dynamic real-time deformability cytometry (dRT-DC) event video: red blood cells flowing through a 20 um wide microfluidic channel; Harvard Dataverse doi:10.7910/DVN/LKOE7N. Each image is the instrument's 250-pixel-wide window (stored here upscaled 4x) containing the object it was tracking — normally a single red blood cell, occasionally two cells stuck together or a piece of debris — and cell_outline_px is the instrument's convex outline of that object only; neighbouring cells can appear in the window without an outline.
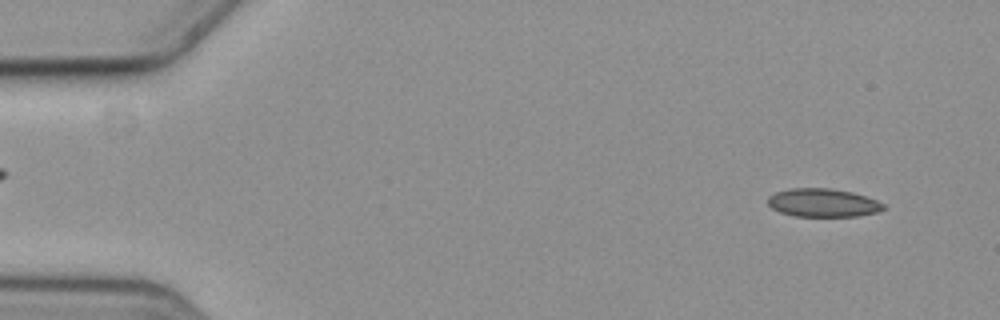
{"species": "common noctule bat (a hibernating species)", "species_latin": "Nyctalus noctula", "temperature_condition": "cold", "stored_images_in_passage": 56, "camera_frame_rate_fps": 3000, "um_per_image_px": 0.085, "animal": {"sex": "female", "body_mass_g": 19.3, "forearm_length_mm": 54.1}, "frame": {"image": 1, "passage_image": 3, "time_ms": 0.667, "image_size_px": [1000, 320], "cell_outline_px": [[884, 208], [876, 212], [856, 216], [796, 216], [780, 212], [772, 208], [768, 204], [768, 196], [776, 192], [788, 188], [832, 188], [852, 192], [876, 200], [884, 204]], "centroid_in_image_um": [69.91, 17.22], "position_along_channel_um": 15.1, "area_um2": 18.96}}
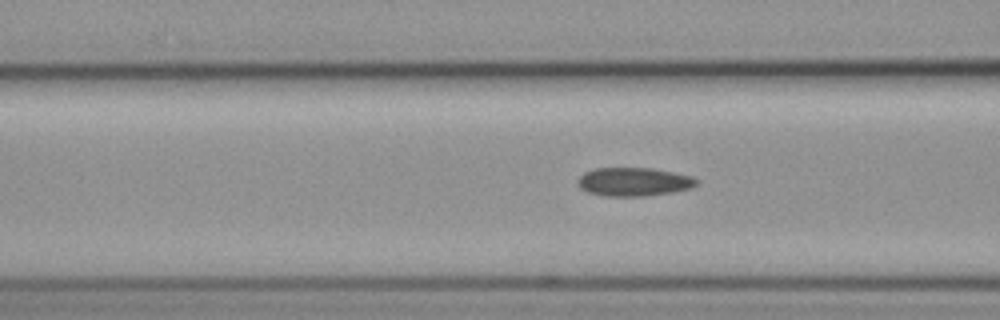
{"frame": {"image": 2, "passage_image": 21, "time_ms": 6.667, "image_size_px": [1000, 320], "cell_outline_px": [[696, 184], [692, 188], [672, 192], [644, 196], [604, 196], [588, 192], [580, 188], [576, 180], [584, 172], [596, 168], [652, 168], [692, 176], [696, 180]], "centroid_in_image_um": [53.84, 15.45], "position_along_channel_um": 112.8, "area_um2": 19.71}}
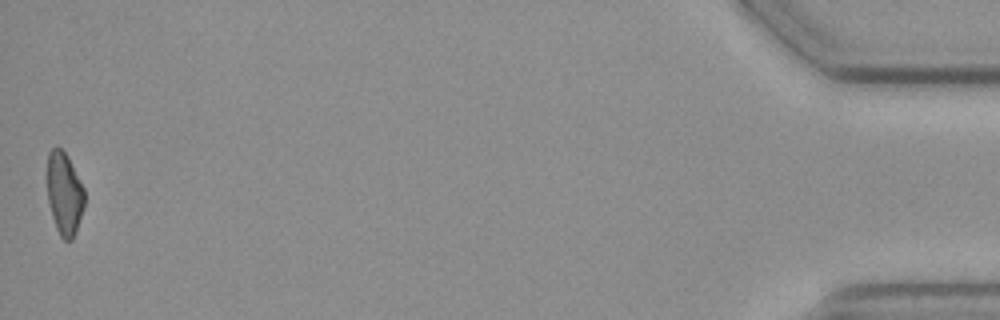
{"frame": {"image": 3, "passage_image": 56, "time_ms": 18.333, "image_size_px": [1000, 320], "cell_outline_px": [[84, 204], [76, 232], [72, 240], [64, 240], [60, 236], [56, 228], [52, 216], [48, 200], [48, 152], [56, 144], [68, 156], [84, 188]], "centroid_in_image_um": [5.47, 16.44], "position_along_channel_um": 429.7, "area_um2": 17.86}, "authors_computed_cell_mechanics": {"area_um2": 19.5942, "velocity_mm_per_s": 3.5922, "shape_relaxation_time_tau1_ms": null, "shape_relaxation_time_tau2_ms": 3.6987, "deformation_change_tau1": null, "deformation_change_tau2": 0.1019}}